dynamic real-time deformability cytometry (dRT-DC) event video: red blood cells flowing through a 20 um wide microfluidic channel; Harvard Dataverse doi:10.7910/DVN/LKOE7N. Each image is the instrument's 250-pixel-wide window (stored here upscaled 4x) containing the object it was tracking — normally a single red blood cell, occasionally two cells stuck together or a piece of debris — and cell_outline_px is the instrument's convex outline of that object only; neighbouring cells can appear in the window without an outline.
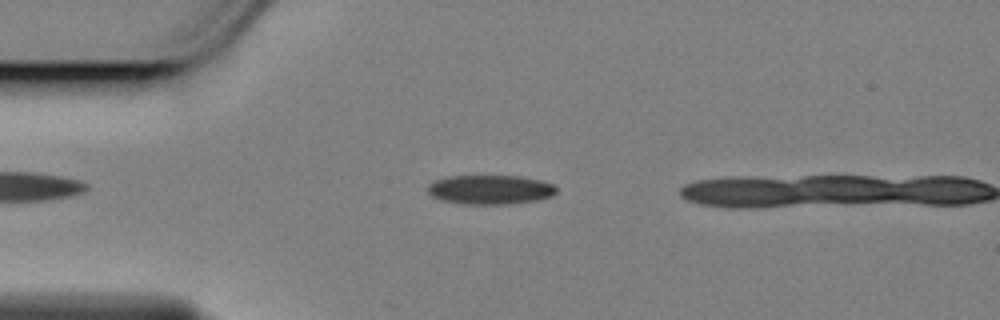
{"species": "Egyptian fruit bat (a non-hibernating species)", "species_latin": "Rousettus aegyptiacus", "temperature_condition": "cold", "stored_images_in_passage": 11, "camera_frame_rate_fps": 3000, "um_per_image_px": 0.085, "animal": {"sex": "female"}, "frame": {"image": 1, "passage_image": 10, "time_ms": 3.0, "image_size_px": [1000, 320], "cell_outline_px": [[556, 192], [552, 196], [540, 200], [508, 204], [464, 204], [440, 200], [432, 196], [428, 192], [428, 184], [436, 180], [448, 176], [520, 176], [540, 180], [552, 184], [556, 188]], "centroid_in_image_um": [41.67, 16.12], "position_along_channel_um": 43.3, "area_um2": 22.02}}